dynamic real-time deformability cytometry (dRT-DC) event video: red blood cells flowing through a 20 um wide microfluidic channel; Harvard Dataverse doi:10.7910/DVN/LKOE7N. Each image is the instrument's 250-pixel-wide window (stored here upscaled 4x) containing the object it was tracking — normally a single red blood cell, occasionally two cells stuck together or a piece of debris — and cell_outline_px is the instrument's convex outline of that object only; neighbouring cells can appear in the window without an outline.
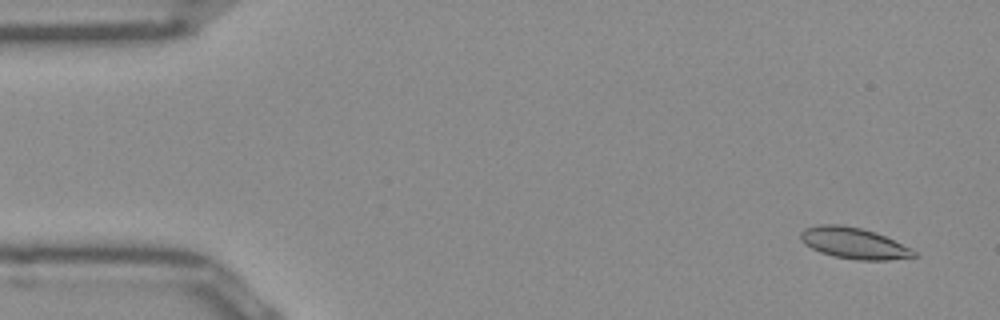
{"species": "Egyptian fruit bat (a non-hibernating species)", "species_latin": "Rousettus aegyptiacus", "temperature_condition": "room temperature", "stored_images_in_passage": 51, "camera_frame_rate_fps": 3000, "um_per_image_px": 0.085, "frame": {"image": 1, "passage_image": 3, "time_ms": 0.667, "image_size_px": [1000, 320], "cell_outline_px": [[916, 256], [888, 260], [856, 260], [832, 256], [820, 252], [804, 244], [800, 240], [800, 232], [804, 228], [816, 224], [840, 224], [860, 228], [876, 232], [912, 248], [916, 252]], "centroid_in_image_um": [72.54, 20.66], "position_along_channel_um": 12.5, "area_um2": 20.75}}
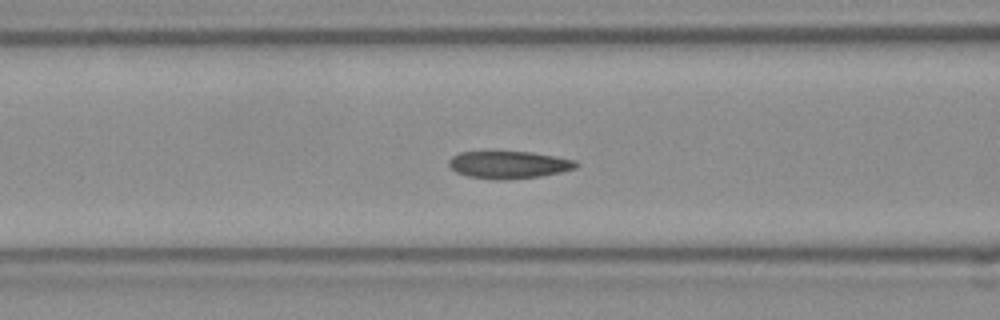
{"frame": {"image": 2, "passage_image": 20, "time_ms": 6.333, "image_size_px": [1000, 320], "cell_outline_px": [[580, 164], [576, 168], [560, 172], [540, 176], [504, 180], [496, 180], [468, 176], [456, 172], [448, 164], [448, 160], [452, 156], [460, 152], [532, 152], [556, 156], [576, 160]], "centroid_in_image_um": [43.27, 14.0], "position_along_channel_um": 123.3, "area_um2": 20.35}}
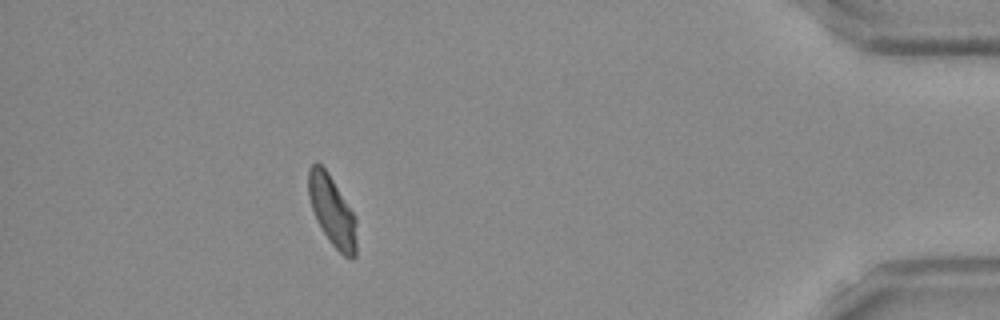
{"frame": {"image": 3, "passage_image": 46, "time_ms": 15.0, "image_size_px": [1000, 320], "cell_outline_px": [[356, 256], [352, 260], [344, 256], [332, 244], [316, 220], [308, 196], [308, 168], [316, 160], [328, 172], [352, 212], [356, 220]], "centroid_in_image_um": [28.21, 17.92], "position_along_channel_um": 407.0, "area_um2": 19.48}, "authors_computed_cell_mechanics": {"area_um2": 20.1722, "velocity_mm_per_s": 3.9304, "shape_relaxation_time_tau1_ms": null, "shape_relaxation_time_tau2_ms": 1.9549, "deformation_change_tau1": null, "deformation_change_tau2": 0.0653}}